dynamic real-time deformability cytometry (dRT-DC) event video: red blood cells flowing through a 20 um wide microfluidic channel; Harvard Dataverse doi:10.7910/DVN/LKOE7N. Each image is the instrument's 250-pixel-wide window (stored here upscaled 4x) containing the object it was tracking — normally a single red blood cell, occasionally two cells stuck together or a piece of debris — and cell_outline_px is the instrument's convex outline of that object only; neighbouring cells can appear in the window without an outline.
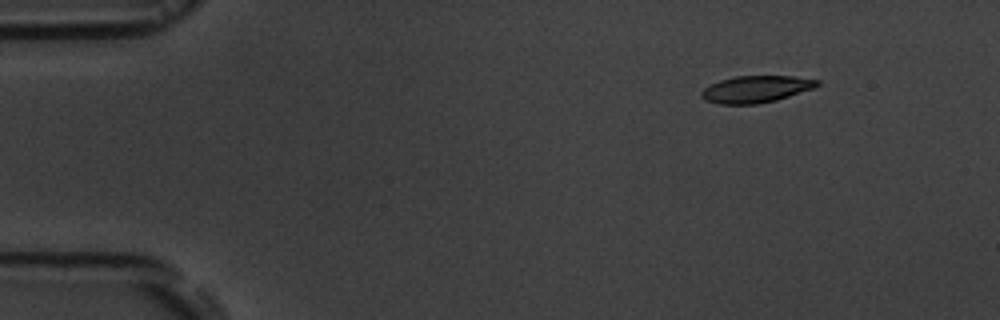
{"species": "common noctule bat (a hibernating species)", "species_latin": "Nyctalus noctula", "temperature_condition": "room temperature", "stored_images_in_passage": 5, "camera_frame_rate_fps": 3000, "um_per_image_px": 0.085, "animal": {"sex": "male", "body_mass_g": 19.5, "forearm_length_mm": 54.6}, "frame": {"image": 1, "passage_image": 2, "time_ms": 1.333, "image_size_px": [1000, 320], "cell_outline_px": [[820, 84], [812, 88], [776, 100], [756, 104], [720, 104], [704, 100], [700, 96], [700, 92], [704, 88], [720, 80], [736, 76], [792, 76], [820, 80]], "centroid_in_image_um": [64.22, 7.58], "position_along_channel_um": 20.8, "area_um2": 17.98}}
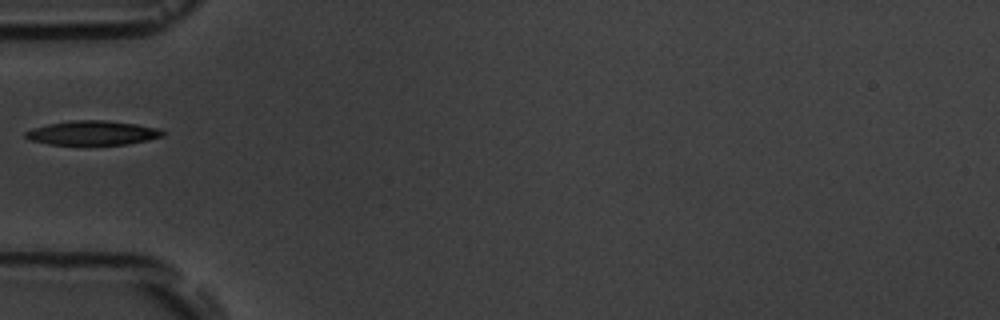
{"frame": {"image": 2, "passage_image": 5, "time_ms": 5.333, "image_size_px": [1000, 320], "cell_outline_px": [[168, 132], [164, 136], [148, 140], [128, 144], [48, 144], [32, 140], [24, 136], [24, 132], [32, 128], [48, 124], [72, 120], [104, 120], [136, 124], [160, 128]], "centroid_in_image_um": [7.92, 11.29], "position_along_channel_um": 77.1, "area_um2": 19.42}}